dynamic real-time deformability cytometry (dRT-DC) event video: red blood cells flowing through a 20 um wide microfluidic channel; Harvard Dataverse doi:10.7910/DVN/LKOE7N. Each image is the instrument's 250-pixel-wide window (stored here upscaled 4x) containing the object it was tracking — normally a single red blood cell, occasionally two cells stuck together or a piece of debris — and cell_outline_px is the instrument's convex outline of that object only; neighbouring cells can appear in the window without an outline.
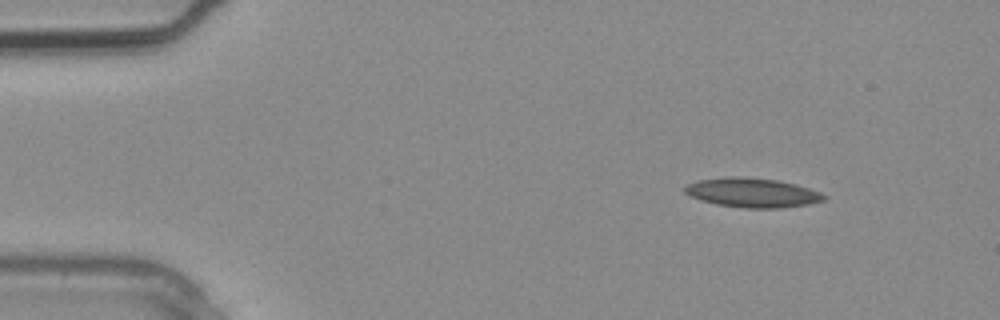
{"species": "common noctule bat (a hibernating species)", "species_latin": "Nyctalus noctula", "temperature_condition": "warm", "stored_images_in_passage": 2, "camera_frame_rate_fps": 3000, "um_per_image_px": 0.085, "animal": {"sex": "male", "body_mass_g": 20.4}, "frame": {"image": 1, "passage_image": 1, "time_ms": 0.0, "image_size_px": [1000, 320], "cell_outline_px": [[828, 196], [824, 200], [808, 204], [780, 208], [744, 208], [716, 204], [700, 200], [684, 192], [684, 188], [688, 184], [696, 180], [732, 176], [736, 176], [776, 180], [796, 184], [820, 192]], "centroid_in_image_um": [63.94, 16.38], "position_along_channel_um": 21.1, "area_um2": 23.7}}
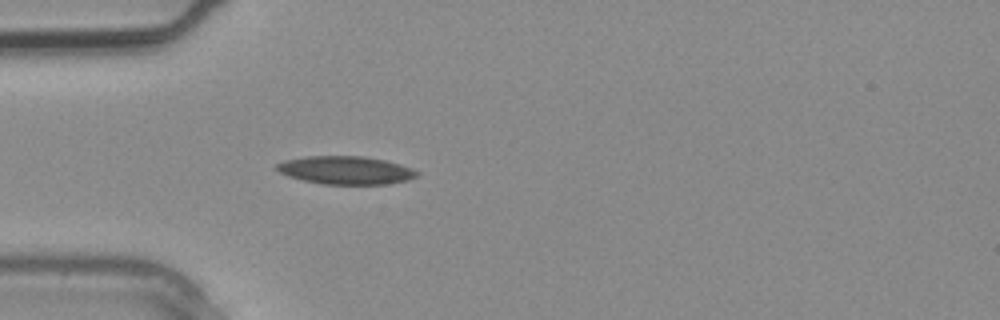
{"frame": {"image": 2, "passage_image": 2, "time_ms": 0.333, "image_size_px": [1000, 320], "cell_outline_px": [[420, 176], [408, 180], [388, 184], [324, 184], [304, 180], [288, 176], [280, 172], [276, 168], [276, 164], [284, 160], [308, 156], [364, 156], [384, 160], [400, 164], [412, 168], [420, 172]], "centroid_in_image_um": [29.43, 14.47], "position_along_channel_um": 55.6, "area_um2": 23.0}}